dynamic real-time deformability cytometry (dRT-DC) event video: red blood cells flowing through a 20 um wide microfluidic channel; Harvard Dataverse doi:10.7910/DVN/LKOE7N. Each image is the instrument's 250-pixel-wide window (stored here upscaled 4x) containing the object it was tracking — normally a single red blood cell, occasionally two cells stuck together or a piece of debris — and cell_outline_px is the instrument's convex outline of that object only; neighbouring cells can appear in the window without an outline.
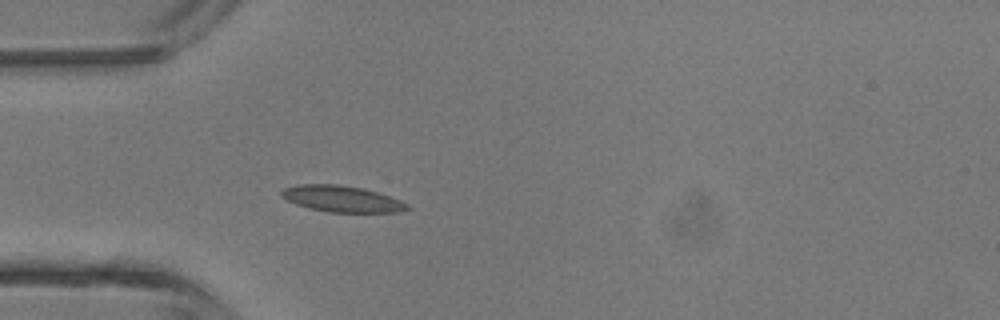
{"species": "common noctule bat (a hibernating species)", "species_latin": "Nyctalus noctula", "temperature_condition": "room temperature", "stored_images_in_passage": 3, "camera_frame_rate_fps": 3000, "um_per_image_px": 0.085, "animal": {"sex": "male", "body_mass_g": 13.3}, "frame": {"image": 1, "passage_image": 3, "time_ms": 3.333, "image_size_px": [1000, 320], "cell_outline_px": [[412, 208], [400, 212], [328, 212], [308, 208], [296, 204], [280, 196], [280, 192], [284, 188], [300, 184], [336, 184], [364, 188], [400, 200], [408, 204]], "centroid_in_image_um": [29.06, 16.9], "position_along_channel_um": 55.9, "area_um2": 19.25}}